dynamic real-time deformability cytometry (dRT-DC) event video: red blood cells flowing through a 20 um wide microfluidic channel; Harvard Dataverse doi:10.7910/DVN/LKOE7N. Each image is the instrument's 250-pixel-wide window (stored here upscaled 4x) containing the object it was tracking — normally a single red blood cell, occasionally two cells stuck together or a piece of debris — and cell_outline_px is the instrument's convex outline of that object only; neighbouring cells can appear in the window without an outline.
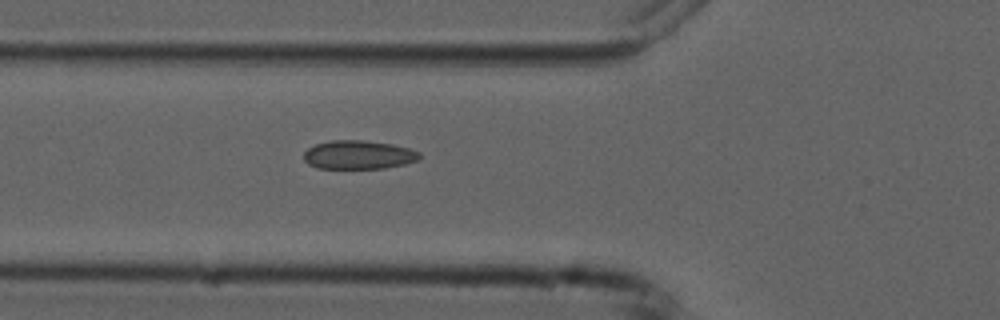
{"species": "common noctule bat (a hibernating species)", "species_latin": "Nyctalus noctula", "temperature_condition": "cold", "stored_images_in_passage": 5, "camera_frame_rate_fps": 3000, "um_per_image_px": 0.085, "animal": {"sex": "male", "forearm_length_mm": 52.5}, "frame": {"image": 1, "passage_image": 5, "time_ms": 4.667, "image_size_px": [1000, 320], "cell_outline_px": [[420, 156], [416, 160], [404, 164], [384, 168], [316, 168], [308, 164], [304, 160], [304, 152], [308, 148], [316, 144], [332, 140], [364, 140], [392, 144], [408, 148], [420, 152]], "centroid_in_image_um": [30.44, 13.15], "position_along_channel_um": 95.4, "area_um2": 19.25}}